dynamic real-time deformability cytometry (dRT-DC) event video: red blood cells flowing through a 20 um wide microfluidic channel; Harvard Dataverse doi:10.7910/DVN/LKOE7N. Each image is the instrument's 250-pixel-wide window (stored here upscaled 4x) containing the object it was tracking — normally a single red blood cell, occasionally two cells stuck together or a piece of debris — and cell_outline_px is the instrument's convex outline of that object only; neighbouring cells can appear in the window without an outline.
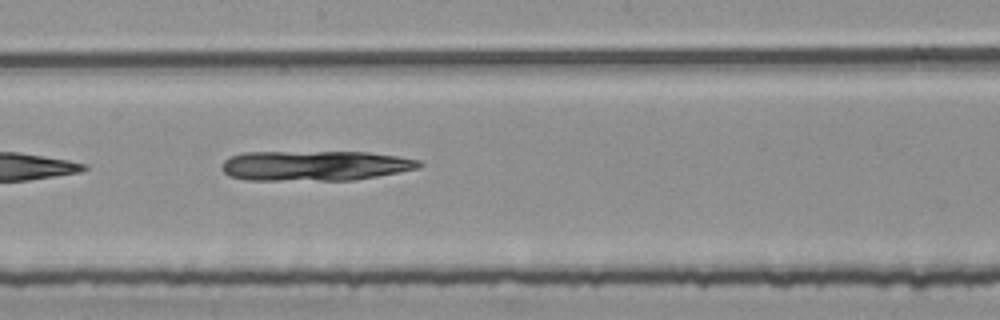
{"species": "common noctule bat (a hibernating species)", "species_latin": "Nyctalus noctula", "temperature_condition": "room temperature", "stored_images_in_passage": 41, "segment_of_instrument_passage": [3, 3], "camera_frame_rate_fps": 3000, "um_per_image_px": 0.085, "animal": {"sex": "female", "body_mass_g": 25.1}, "frame": {"image": 1, "passage_image": 31, "time_ms": 10.0, "image_size_px": [1000, 320], "cell_outline_px": [[424, 164], [416, 168], [376, 176], [352, 180], [244, 180], [228, 176], [224, 172], [224, 160], [232, 156], [244, 152], [368, 152], [396, 156], [420, 160]], "centroid_in_image_um": [26.74, 14.08], "position_along_channel_um": 221.5, "area_um2": 34.33}}
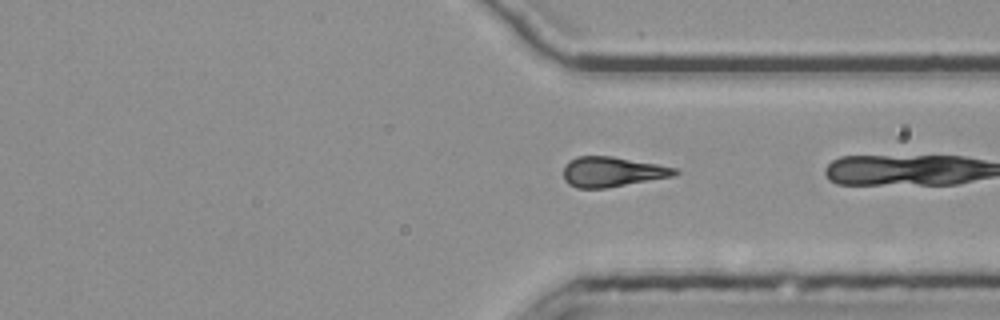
{"frame": {"image": 2, "passage_image": 40, "time_ms": 13.0, "image_size_px": [1000, 320], "cell_outline_px": [[680, 172], [672, 176], [604, 188], [576, 188], [568, 184], [564, 180], [564, 164], [568, 160], [576, 156], [612, 156], [656, 164], [676, 168]], "centroid_in_image_um": [51.97, 14.59], "position_along_channel_um": 359.4, "area_um2": 19.36}}